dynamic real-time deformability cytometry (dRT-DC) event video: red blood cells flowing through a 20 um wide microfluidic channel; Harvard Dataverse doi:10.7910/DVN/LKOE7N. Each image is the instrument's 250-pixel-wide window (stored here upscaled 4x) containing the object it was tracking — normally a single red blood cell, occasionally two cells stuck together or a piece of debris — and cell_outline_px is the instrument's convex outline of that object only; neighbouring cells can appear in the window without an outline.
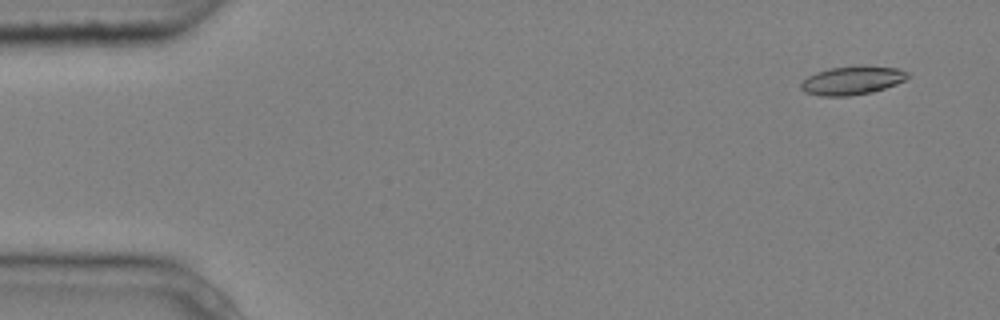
{"species": "common noctule bat (a hibernating species)", "species_latin": "Nyctalus noctula", "temperature_condition": "cold", "stored_images_in_passage": 8, "camera_frame_rate_fps": 3000, "um_per_image_px": 0.085, "animal": {"sex": "male", "body_mass_g": 20.4}, "frame": {"image": 1, "passage_image": 2, "time_ms": 0.333, "image_size_px": [1000, 320], "cell_outline_px": [[908, 76], [904, 80], [896, 84], [872, 92], [848, 96], [820, 96], [804, 92], [800, 88], [800, 84], [808, 76], [816, 72], [828, 68], [856, 64], [864, 64], [900, 68], [908, 72]], "centroid_in_image_um": [72.43, 6.8], "position_along_channel_um": 12.6, "area_um2": 18.21}}
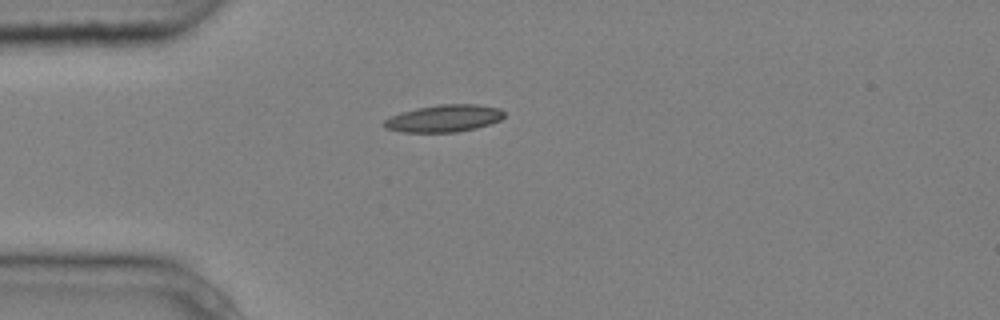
{"frame": {"image": 2, "passage_image": 5, "time_ms": 1.333, "image_size_px": [1000, 320], "cell_outline_px": [[504, 116], [500, 120], [476, 128], [456, 132], [400, 132], [384, 128], [380, 124], [384, 120], [400, 112], [416, 108], [440, 104], [476, 104], [500, 108], [504, 112]], "centroid_in_image_um": [37.7, 10.06], "position_along_channel_um": 47.3, "area_um2": 19.13}}
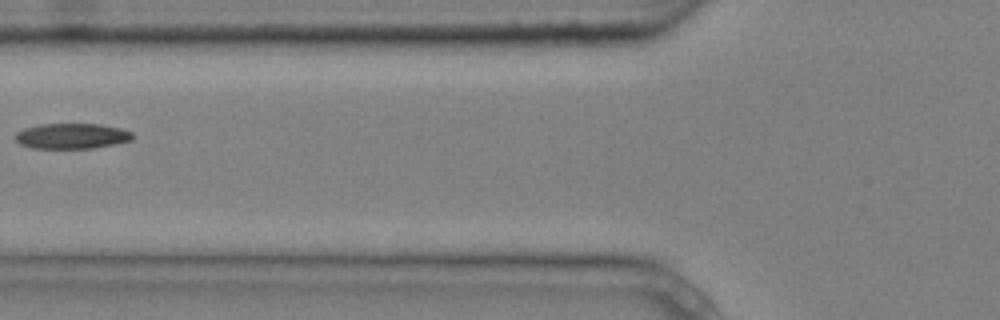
{"frame": {"image": 3, "passage_image": 7, "time_ms": 2.0, "image_size_px": [1000, 320], "cell_outline_px": [[132, 140], [116, 144], [92, 148], [32, 148], [20, 144], [16, 140], [16, 132], [24, 128], [40, 124], [100, 124], [120, 128], [132, 132]], "centroid_in_image_um": [6.1, 11.56], "position_along_channel_um": 119.7, "area_um2": 17.34}}